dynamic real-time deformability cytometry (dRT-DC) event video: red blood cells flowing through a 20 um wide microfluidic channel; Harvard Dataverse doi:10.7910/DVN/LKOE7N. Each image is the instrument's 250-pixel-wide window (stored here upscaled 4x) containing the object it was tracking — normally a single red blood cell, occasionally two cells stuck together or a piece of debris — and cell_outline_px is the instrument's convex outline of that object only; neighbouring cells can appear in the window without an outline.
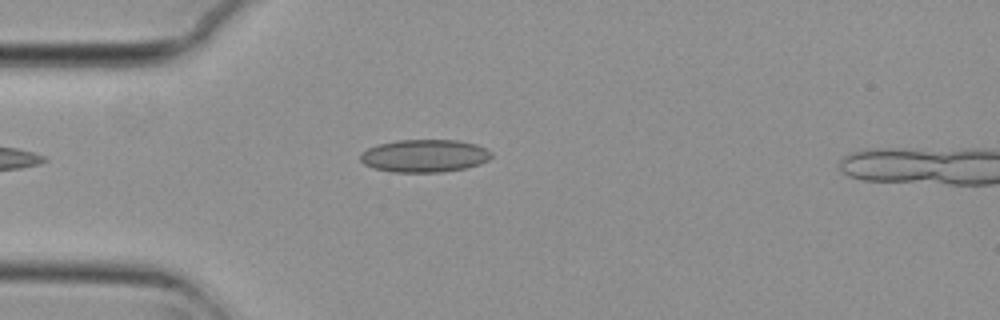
{"species": "common noctule bat (a hibernating species)", "species_latin": "Nyctalus noctula", "temperature_condition": "cold", "stored_images_in_passage": 3, "camera_frame_rate_fps": 3000, "um_per_image_px": 0.085, "animal": {"sex": "female", "body_mass_g": 29.2, "forearm_length_mm": 56.3}, "frame": {"image": 1, "passage_image": 2, "time_ms": 0.333, "image_size_px": [1000, 320], "cell_outline_px": [[492, 156], [488, 160], [480, 164], [464, 168], [440, 172], [392, 172], [372, 168], [364, 164], [360, 160], [360, 152], [376, 144], [396, 140], [460, 140], [476, 144], [492, 152]], "centroid_in_image_um": [36.05, 13.24], "position_along_channel_um": 49.0, "area_um2": 25.2}}